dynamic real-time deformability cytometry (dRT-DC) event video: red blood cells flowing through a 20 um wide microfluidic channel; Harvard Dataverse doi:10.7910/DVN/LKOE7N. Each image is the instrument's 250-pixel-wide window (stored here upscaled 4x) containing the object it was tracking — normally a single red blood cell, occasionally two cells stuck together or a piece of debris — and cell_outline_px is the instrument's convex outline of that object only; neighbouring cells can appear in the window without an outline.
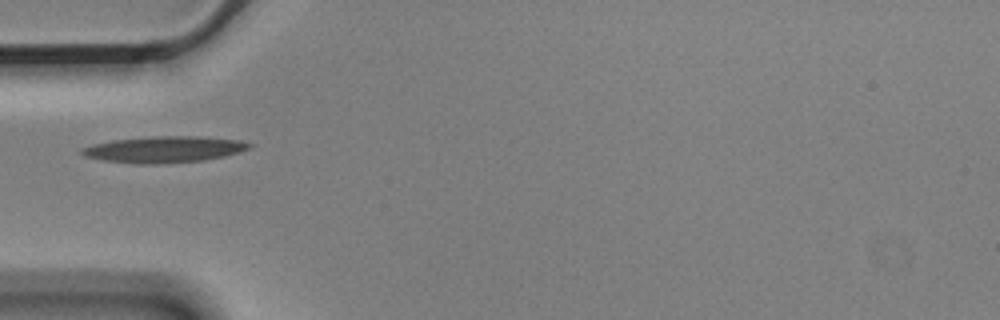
{"species": "Egyptian fruit bat (a non-hibernating species)", "species_latin": "Rousettus aegyptiacus", "temperature_condition": "cold", "stored_images_in_passage": 3, "camera_frame_rate_fps": 3000, "um_per_image_px": 0.085, "animal": {"sex": "male"}, "frame": {"image": 1, "passage_image": 1, "time_ms": 0.0, "image_size_px": [1000, 320], "cell_outline_px": [[256, 144], [248, 148], [224, 156], [204, 160], [156, 164], [140, 164], [104, 160], [84, 156], [80, 152], [80, 148], [92, 144], [112, 140], [156, 136], [196, 136], [240, 140]], "centroid_in_image_um": [13.93, 12.69], "position_along_channel_um": 71.1, "area_um2": 25.55}}
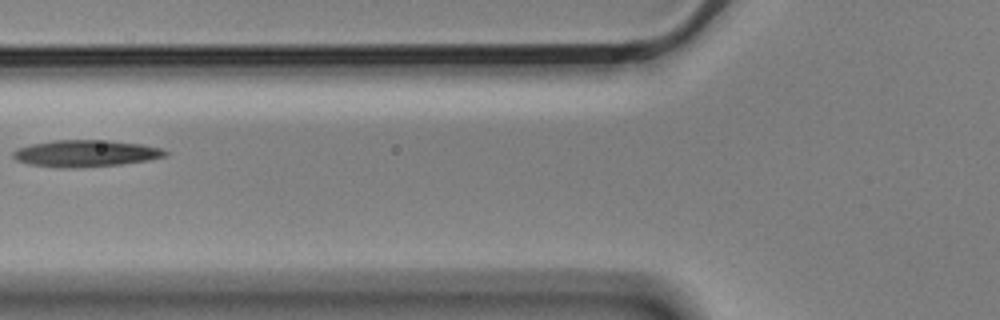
{"frame": {"image": 2, "passage_image": 2, "time_ms": 0.333, "image_size_px": [1000, 320], "cell_outline_px": [[168, 156], [148, 160], [120, 164], [76, 168], [56, 168], [28, 164], [16, 160], [12, 156], [12, 152], [16, 148], [32, 144], [56, 140], [108, 140], [140, 144], [160, 148], [168, 152]], "centroid_in_image_um": [7.24, 13.05], "position_along_channel_um": 118.6, "area_um2": 23.81}}
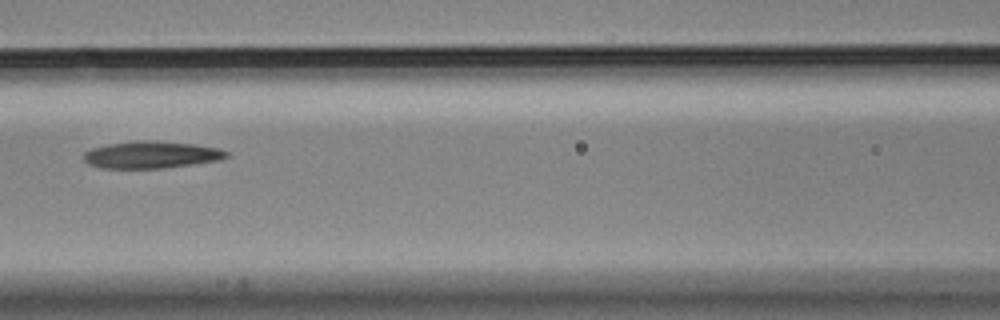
{"frame": {"image": 3, "passage_image": 3, "time_ms": 0.667, "image_size_px": [1000, 320], "cell_outline_px": [[228, 156], [220, 160], [164, 168], [100, 168], [88, 164], [84, 160], [84, 152], [92, 148], [108, 144], [136, 140], [144, 140], [192, 144], [220, 148], [228, 152]], "centroid_in_image_um": [12.84, 13.16], "position_along_channel_um": 153.8, "area_um2": 22.43}}